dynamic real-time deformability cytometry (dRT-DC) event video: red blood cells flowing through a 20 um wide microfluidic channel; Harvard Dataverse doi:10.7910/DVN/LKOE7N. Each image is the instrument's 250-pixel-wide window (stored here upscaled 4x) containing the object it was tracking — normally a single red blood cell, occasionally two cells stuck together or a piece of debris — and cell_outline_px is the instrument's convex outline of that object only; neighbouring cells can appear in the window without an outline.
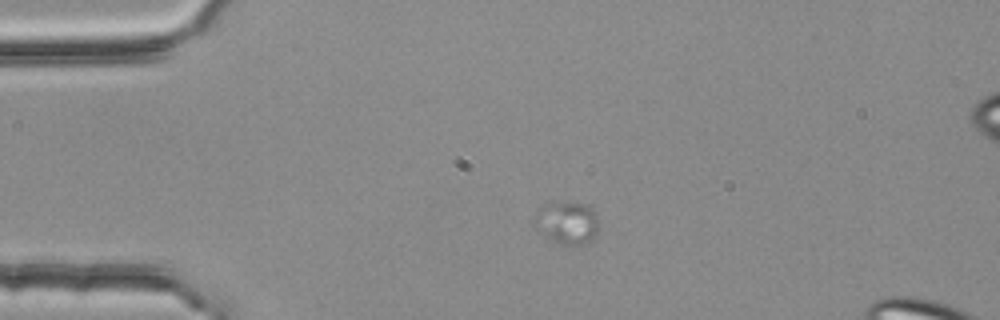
{"species": "common noctule bat (a hibernating species)", "species_latin": "Nyctalus noctula", "temperature_condition": "room temperature", "stored_images_in_passage": 4, "camera_frame_rate_fps": 3000, "um_per_image_px": 0.085, "animal": {"sex": "female", "body_mass_g": 25.1}, "frame": {"image": 1, "passage_image": 2, "time_ms": 0.333, "image_size_px": [1000, 320], "cell_outline_px": [[596, 232], [588, 240], [580, 244], [560, 244], [532, 228], [532, 216], [544, 204], [584, 204], [592, 208], [596, 220]], "centroid_in_image_um": [48.07, 18.94], "position_along_channel_um": 36.9, "area_um2": 15.37}}